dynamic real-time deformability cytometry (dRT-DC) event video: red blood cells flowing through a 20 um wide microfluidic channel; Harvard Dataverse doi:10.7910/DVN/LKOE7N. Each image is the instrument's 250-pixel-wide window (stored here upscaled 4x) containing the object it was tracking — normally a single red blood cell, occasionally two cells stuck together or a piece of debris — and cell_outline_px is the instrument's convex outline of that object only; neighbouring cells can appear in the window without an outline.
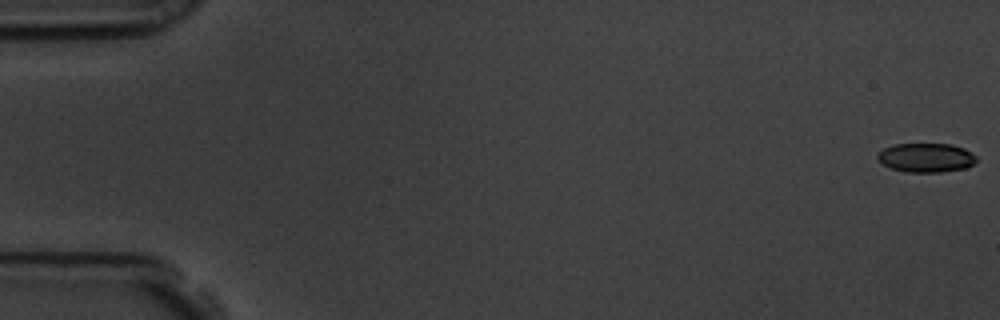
{"species": "common noctule bat (a hibernating species)", "species_latin": "Nyctalus noctula", "temperature_condition": "room temperature", "stored_images_in_passage": 58, "camera_frame_rate_fps": 3000, "um_per_image_px": 0.085, "animal": {"sex": "male", "body_mass_g": 19.5, "forearm_length_mm": 54.6}, "frame": {"image": 1, "passage_image": 1, "time_ms": 0.0, "image_size_px": [1000, 320], "cell_outline_px": [[976, 160], [972, 164], [964, 168], [940, 172], [904, 172], [892, 168], [876, 160], [876, 156], [884, 148], [892, 144], [952, 144], [964, 148], [972, 152], [976, 156]], "centroid_in_image_um": [78.7, 13.39], "position_along_channel_um": 6.3, "area_um2": 16.76}}
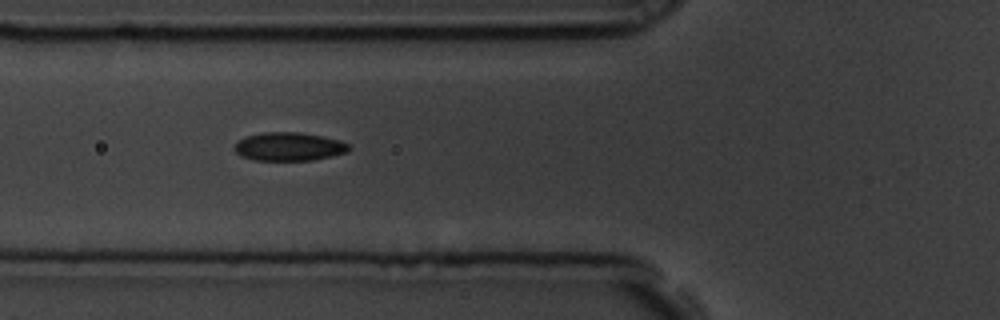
{"frame": {"image": 2, "passage_image": 22, "time_ms": 7.0, "image_size_px": [1000, 320], "cell_outline_px": [[352, 148], [348, 152], [332, 156], [312, 160], [252, 160], [240, 156], [232, 148], [244, 136], [264, 132], [300, 132], [340, 140], [348, 144]], "centroid_in_image_um": [24.55, 12.46], "position_along_channel_um": 101.2, "area_um2": 19.07}}
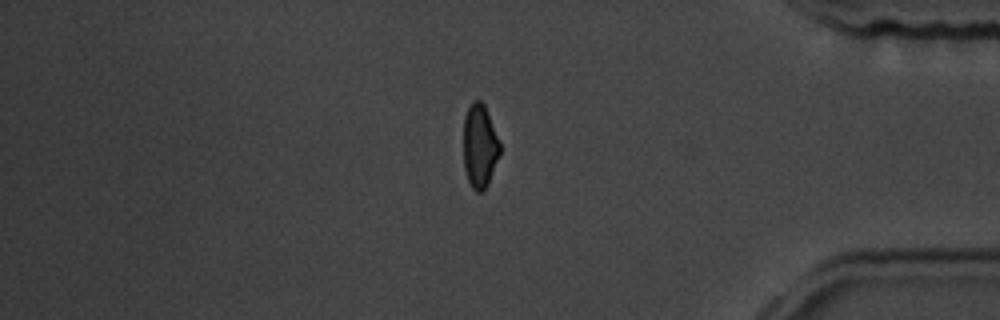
{"frame": {"image": 3, "passage_image": 49, "time_ms": 16.0, "image_size_px": [1000, 320], "cell_outline_px": [[500, 152], [488, 184], [480, 192], [476, 192], [472, 188], [468, 180], [464, 168], [464, 116], [472, 100], [480, 100], [484, 104], [500, 144]], "centroid_in_image_um": [40.76, 12.41], "position_along_channel_um": 394.4, "area_um2": 17.51}, "authors_computed_cell_mechanics": {"area_um2": 18.4093, "velocity_mm_per_s": 3.5684, "shape_relaxation_time_tau1_ms": 4.5338, "shape_relaxation_time_tau2_ms": 2.3843, "deformation_change_tau1": 0.1154, "deformation_change_tau2": 0.0665}}